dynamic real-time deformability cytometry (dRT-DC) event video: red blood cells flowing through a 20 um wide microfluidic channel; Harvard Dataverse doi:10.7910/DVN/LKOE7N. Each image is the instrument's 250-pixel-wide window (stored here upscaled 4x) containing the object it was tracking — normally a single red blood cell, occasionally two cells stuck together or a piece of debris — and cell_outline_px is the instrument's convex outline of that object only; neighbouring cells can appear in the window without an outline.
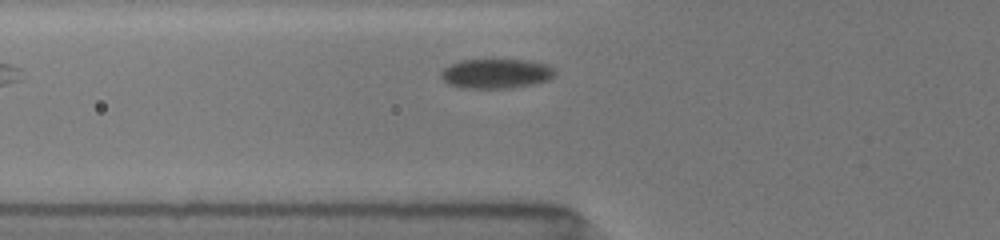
{"species": "common noctule bat (a hibernating species)", "species_latin": "Nyctalus noctula", "temperature_condition": "room temperature", "stored_images_in_passage": 3, "camera_frame_rate_fps": 3000, "um_per_image_px": 0.085, "animal": {"sex": "female", "body_mass_g": 19.5, "forearm_length_mm": 54.1}, "frame": {"image": 1, "passage_image": 3, "time_ms": 1.667, "image_size_px": [1000, 240], "cell_outline_px": [[556, 72], [548, 80], [532, 84], [512, 88], [460, 88], [448, 84], [440, 76], [440, 72], [444, 68], [460, 60], [524, 60], [544, 64], [552, 68]], "centroid_in_image_um": [42.12, 6.27], "position_along_channel_um": 83.7, "area_um2": 19.48}}